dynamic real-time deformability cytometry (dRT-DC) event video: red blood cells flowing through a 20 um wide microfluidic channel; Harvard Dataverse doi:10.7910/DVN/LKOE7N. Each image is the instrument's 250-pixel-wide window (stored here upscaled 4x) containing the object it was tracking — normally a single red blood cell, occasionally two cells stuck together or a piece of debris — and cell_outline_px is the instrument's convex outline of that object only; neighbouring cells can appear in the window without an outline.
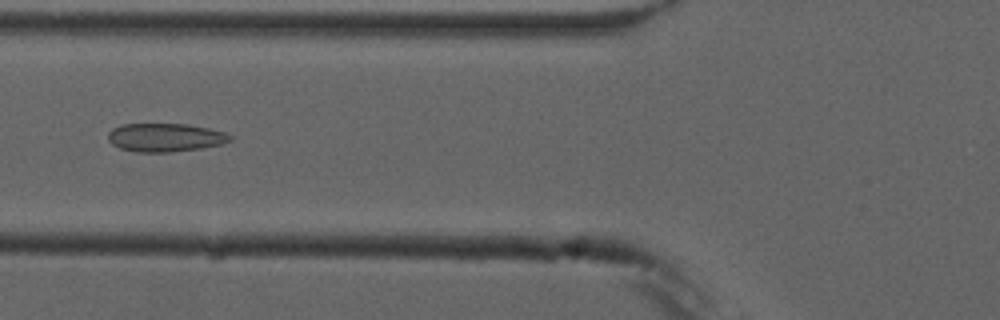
{"species": "common noctule bat (a hibernating species)", "species_latin": "Nyctalus noctula", "temperature_condition": "cold", "stored_images_in_passage": 6, "camera_frame_rate_fps": 3000, "um_per_image_px": 0.085, "animal": {"sex": "male", "forearm_length_mm": 52.5}, "frame": {"image": 1, "passage_image": 4, "time_ms": 3.667, "image_size_px": [1000, 320], "cell_outline_px": [[236, 136], [232, 140], [224, 144], [200, 148], [168, 152], [136, 152], [120, 148], [112, 144], [108, 140], [108, 132], [112, 128], [120, 124], [188, 124], [208, 128], [224, 132]], "centroid_in_image_um": [14.07, 11.68], "position_along_channel_um": 111.7, "area_um2": 20.4}}
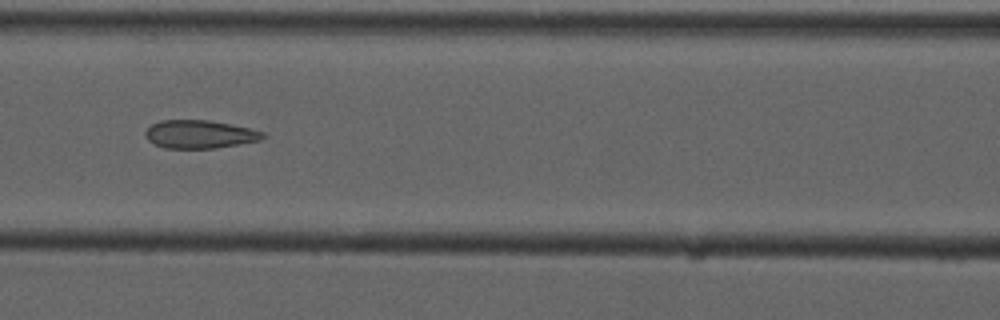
{"frame": {"image": 2, "passage_image": 5, "time_ms": 4.667, "image_size_px": [1000, 320], "cell_outline_px": [[268, 136], [260, 140], [216, 148], [164, 148], [148, 140], [144, 132], [152, 124], [160, 120], [208, 120], [248, 128], [264, 132]], "centroid_in_image_um": [16.97, 11.41], "position_along_channel_um": 149.6, "area_um2": 19.13}}
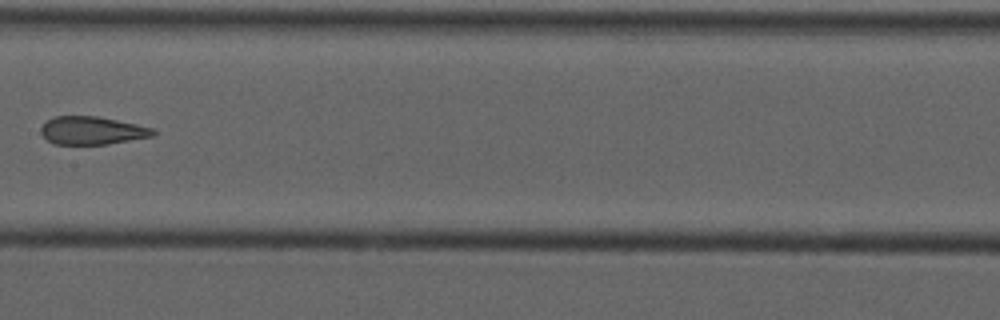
{"frame": {"image": 3, "passage_image": 6, "time_ms": 6.0, "image_size_px": [1000, 320], "cell_outline_px": [[156, 132], [152, 136], [108, 144], [52, 144], [40, 132], [40, 128], [48, 120], [56, 116], [96, 116], [136, 124], [152, 128]], "centroid_in_image_um": [7.8, 11.1], "position_along_channel_um": 199.6, "area_um2": 18.09}}